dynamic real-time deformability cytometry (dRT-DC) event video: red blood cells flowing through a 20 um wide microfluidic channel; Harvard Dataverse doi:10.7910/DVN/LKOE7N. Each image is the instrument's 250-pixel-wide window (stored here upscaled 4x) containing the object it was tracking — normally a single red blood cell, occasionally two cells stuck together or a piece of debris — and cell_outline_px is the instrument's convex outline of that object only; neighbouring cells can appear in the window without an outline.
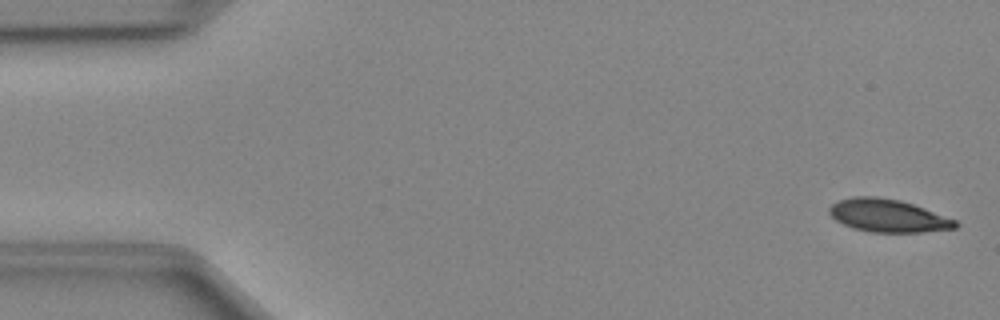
{"species": "Egyptian fruit bat (a non-hibernating species)", "species_latin": "Rousettus aegyptiacus", "temperature_condition": "cold", "stored_images_in_passage": 48, "camera_frame_rate_fps": 3000, "um_per_image_px": 0.085, "animal": {"sex": "female"}, "frame": {"image": 1, "passage_image": 2, "time_ms": 0.333, "image_size_px": [1000, 320], "cell_outline_px": [[960, 224], [956, 228], [920, 232], [872, 232], [852, 228], [836, 220], [828, 212], [828, 208], [832, 204], [840, 200], [852, 196], [876, 196], [900, 200], [924, 208], [956, 220]], "centroid_in_image_um": [75.47, 18.33], "position_along_channel_um": 9.5, "area_um2": 24.04}}
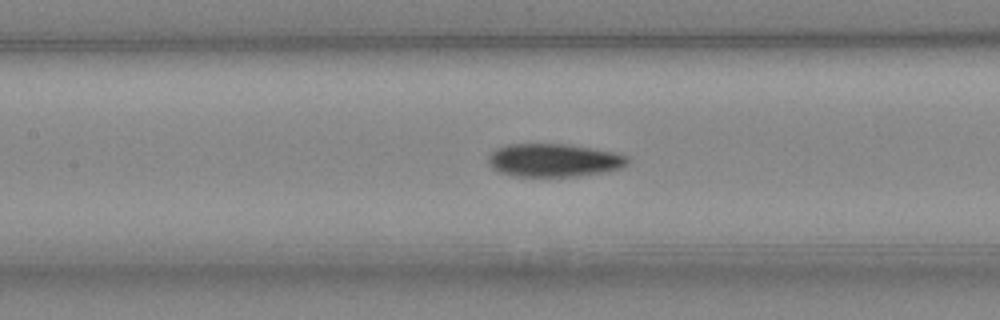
{"frame": {"image": 2, "passage_image": 22, "time_ms": 7.0, "image_size_px": [1000, 320], "cell_outline_px": [[628, 164], [620, 168], [604, 172], [580, 176], [512, 176], [496, 172], [488, 164], [488, 156], [496, 148], [508, 144], [568, 144], [616, 152], [628, 156]], "centroid_in_image_um": [47.06, 13.62], "position_along_channel_um": 160.3, "area_um2": 27.17}}
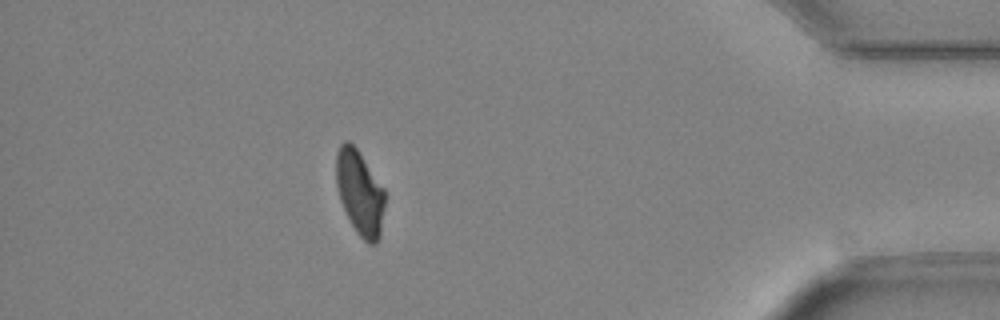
{"frame": {"image": 3, "passage_image": 43, "time_ms": 14.0, "image_size_px": [1000, 320], "cell_outline_px": [[384, 204], [380, 236], [376, 244], [368, 244], [356, 232], [340, 200], [336, 184], [336, 152], [340, 144], [344, 140], [348, 140], [356, 148], [384, 188]], "centroid_in_image_um": [30.57, 16.37], "position_along_channel_um": 404.6, "area_um2": 23.81}}